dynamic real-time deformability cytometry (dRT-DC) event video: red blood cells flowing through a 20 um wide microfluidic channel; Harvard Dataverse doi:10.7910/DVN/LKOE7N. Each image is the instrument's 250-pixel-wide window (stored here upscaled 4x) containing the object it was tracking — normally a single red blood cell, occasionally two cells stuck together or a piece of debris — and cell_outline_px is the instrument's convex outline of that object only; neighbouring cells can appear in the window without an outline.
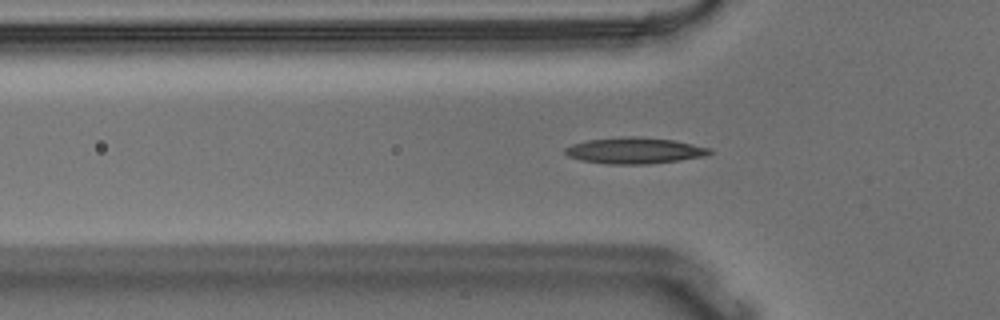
{"species": "Egyptian fruit bat (a non-hibernating species)", "species_latin": "Rousettus aegyptiacus", "temperature_condition": "warm", "stored_images_in_passage": 41, "camera_frame_rate_fps": 3000, "um_per_image_px": 0.085, "animal": {"sex": "male"}, "frame": {"image": 1, "passage_image": 3, "time_ms": 0.667, "image_size_px": [1000, 320], "cell_outline_px": [[712, 152], [704, 156], [680, 160], [648, 164], [608, 164], [580, 160], [568, 156], [564, 152], [564, 148], [572, 144], [588, 140], [620, 136], [636, 136], [672, 140], [712, 148]], "centroid_in_image_um": [53.91, 12.8], "position_along_channel_um": 71.9, "area_um2": 22.08}}
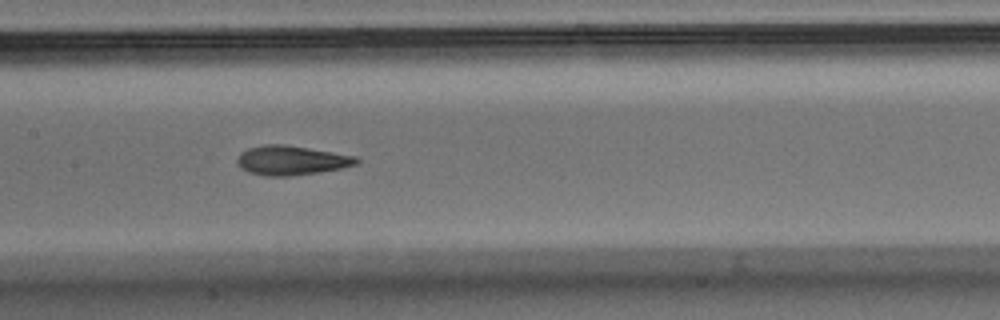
{"frame": {"image": 2, "passage_image": 12, "time_ms": 3.667, "image_size_px": [1000, 320], "cell_outline_px": [[360, 164], [340, 168], [292, 176], [264, 176], [248, 172], [240, 168], [236, 160], [240, 152], [248, 148], [264, 144], [284, 144], [360, 156]], "centroid_in_image_um": [24.78, 13.62], "position_along_channel_um": 182.6, "area_um2": 20.69}}
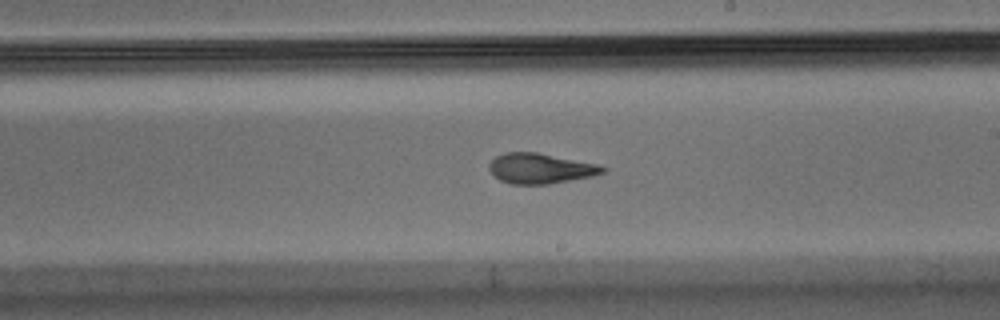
{"frame": {"image": 3, "passage_image": 17, "time_ms": 5.333, "image_size_px": [1000, 320], "cell_outline_px": [[608, 168], [604, 172], [592, 176], [548, 184], [512, 184], [500, 180], [488, 168], [488, 164], [496, 156], [504, 152], [536, 152], [600, 164]], "centroid_in_image_um": [45.95, 14.31], "position_along_channel_um": 243.0, "area_um2": 20.0}, "authors_computed_cell_mechanics": {"area_um2": 20.519, "velocity_mm_per_s": 3.6421, "shape_relaxation_time_tau1_ms": null, "shape_relaxation_time_tau2_ms": 2.1356, "deformation_change_tau1": null, "deformation_change_tau2": 0.1014}}